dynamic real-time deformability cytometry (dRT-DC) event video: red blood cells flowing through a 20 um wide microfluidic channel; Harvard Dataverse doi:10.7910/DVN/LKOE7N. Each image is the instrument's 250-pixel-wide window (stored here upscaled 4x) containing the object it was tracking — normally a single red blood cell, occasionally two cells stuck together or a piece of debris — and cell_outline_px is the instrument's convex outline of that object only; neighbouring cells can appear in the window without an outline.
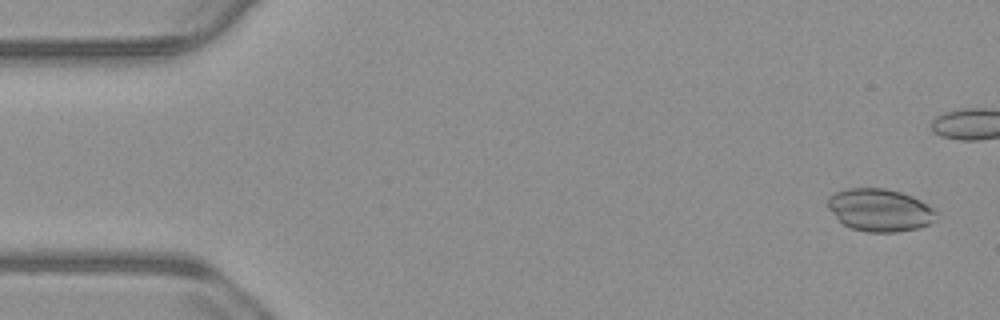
{"species": "common noctule bat (a hibernating species)", "species_latin": "Nyctalus noctula", "temperature_condition": "warm", "stored_images_in_passage": 44, "camera_frame_rate_fps": 3000, "um_per_image_px": 0.085, "animal": {"sex": "male", "body_mass_g": 23.1, "forearm_length_mm": 52.7}, "frame": {"image": 1, "passage_image": 3, "time_ms": 0.667, "image_size_px": [1000, 320], "cell_outline_px": [[936, 220], [928, 224], [916, 228], [896, 232], [868, 232], [852, 228], [844, 224], [828, 208], [828, 196], [836, 192], [848, 188], [884, 188], [900, 192], [912, 196], [936, 208]], "centroid_in_image_um": [74.81, 17.85], "position_along_channel_um": 10.2, "area_um2": 26.82}}
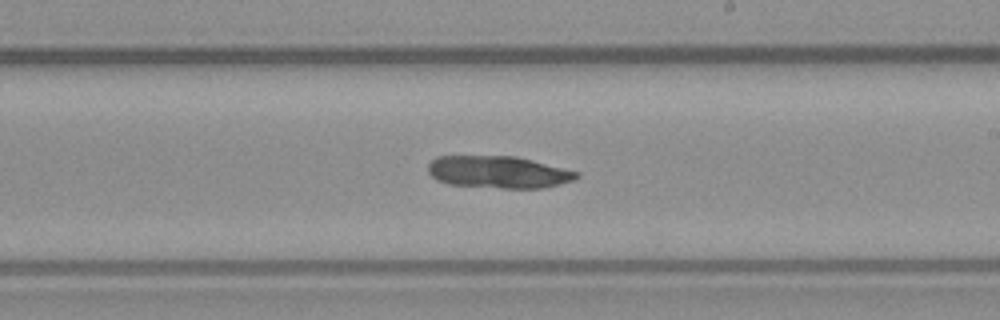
{"frame": {"image": 2, "passage_image": 32, "time_ms": 10.333, "image_size_px": [1000, 320], "cell_outline_px": [[580, 176], [572, 180], [544, 188], [500, 188], [448, 184], [436, 180], [428, 172], [428, 164], [436, 156], [516, 156], [580, 172]], "centroid_in_image_um": [42.34, 14.62], "position_along_channel_um": 246.7, "area_um2": 27.86}}
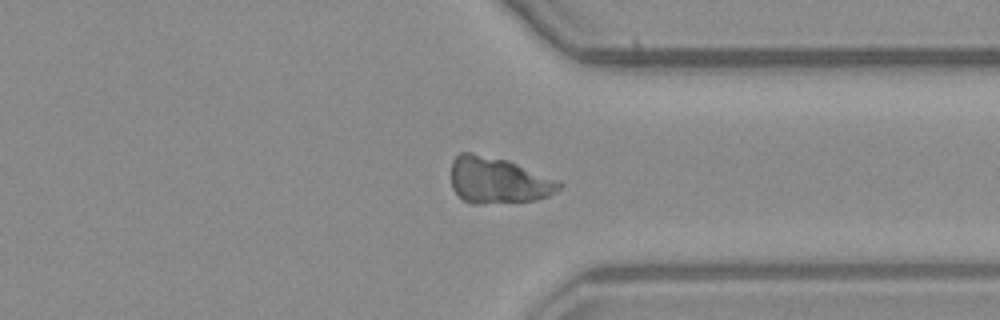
{"frame": {"image": 3, "passage_image": 42, "time_ms": 13.667, "image_size_px": [1000, 320], "cell_outline_px": [[564, 184], [560, 188], [548, 196], [536, 200], [480, 204], [472, 204], [464, 200], [452, 188], [452, 160], [460, 152], [472, 152], [508, 160], [560, 180]], "centroid_in_image_um": [42.36, 15.32], "position_along_channel_um": 369.0, "area_um2": 29.3}}